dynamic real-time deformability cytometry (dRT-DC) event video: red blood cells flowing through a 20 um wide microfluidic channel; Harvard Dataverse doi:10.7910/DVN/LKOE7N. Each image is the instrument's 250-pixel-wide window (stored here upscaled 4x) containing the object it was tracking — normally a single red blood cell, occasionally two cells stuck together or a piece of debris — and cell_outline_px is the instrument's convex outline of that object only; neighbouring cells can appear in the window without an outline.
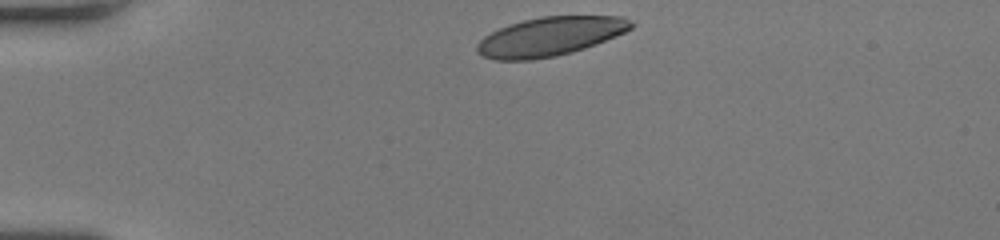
{"species": "human", "species_latin": "Homo sapiens", "temperature_condition": "room temperature", "stored_images_in_passage": 33, "camera_frame_rate_fps": 3000, "um_per_image_px": 0.085, "donor": {"sex": "female"}, "frame": {"image": 1, "passage_image": 1, "time_ms": 0.0, "image_size_px": [1000, 240], "cell_outline_px": [[636, 24], [632, 28], [616, 36], [596, 44], [572, 52], [556, 56], [532, 60], [496, 60], [484, 56], [476, 52], [476, 44], [484, 36], [508, 24], [540, 16], [624, 16]], "centroid_in_image_um": [46.76, 3.1], "position_along_channel_um": 38.2, "area_um2": 35.03}}
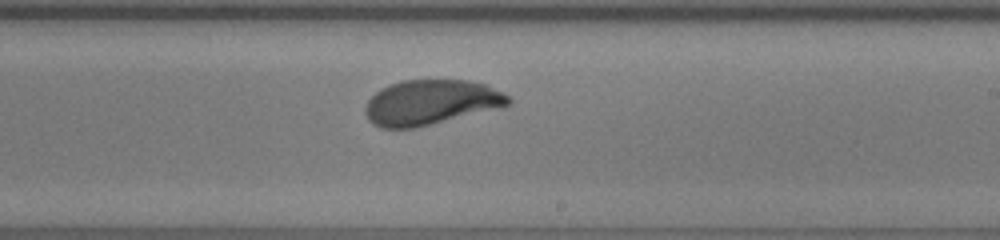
{"frame": {"image": 2, "passage_image": 21, "time_ms": 6.667, "image_size_px": [1000, 240], "cell_outline_px": [[512, 100], [508, 104], [416, 128], [380, 128], [372, 124], [368, 120], [364, 112], [364, 108], [368, 100], [380, 88], [388, 84], [404, 80], [468, 80], [488, 84], [504, 92]], "centroid_in_image_um": [36.55, 8.69], "position_along_channel_um": 252.4, "area_um2": 37.34}}
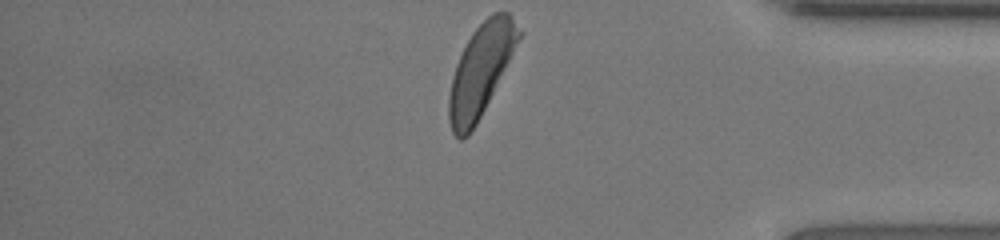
{"frame": {"image": 3, "passage_image": 33, "time_ms": 10.667, "image_size_px": [1000, 240], "cell_outline_px": [[524, 32], [476, 124], [468, 136], [460, 140], [452, 132], [448, 120], [448, 96], [452, 76], [456, 64], [472, 32], [492, 12], [508, 12]], "centroid_in_image_um": [40.86, 5.97], "position_along_channel_um": 394.3, "area_um2": 36.88}, "authors_computed_cell_mechanics": {"area_um2": 37.4544, "velocity_mm_per_s": 4.0497, "shape_relaxation_time_tau1_ms": 2.5098, "shape_relaxation_time_tau2_ms": null, "deformation_change_tau1": 0.1564, "deformation_change_tau2": null}}